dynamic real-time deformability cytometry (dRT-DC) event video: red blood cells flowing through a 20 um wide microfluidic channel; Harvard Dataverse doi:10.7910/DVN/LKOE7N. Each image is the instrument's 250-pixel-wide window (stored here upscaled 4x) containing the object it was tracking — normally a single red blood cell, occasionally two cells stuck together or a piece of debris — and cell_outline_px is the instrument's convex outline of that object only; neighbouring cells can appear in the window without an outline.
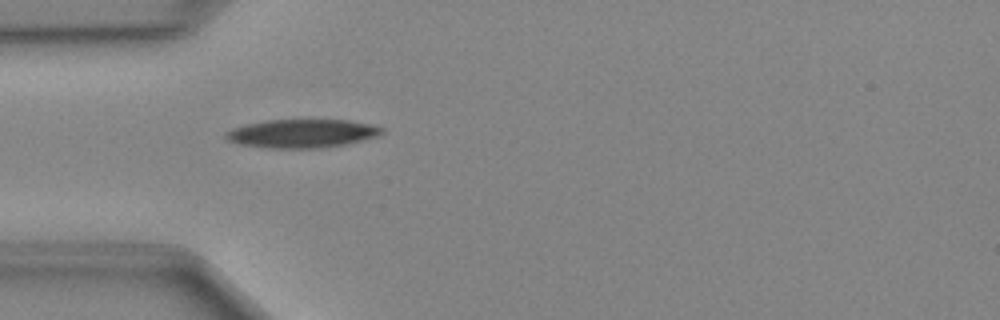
{"species": "Egyptian fruit bat (a non-hibernating species)", "species_latin": "Rousettus aegyptiacus", "temperature_condition": "cold", "stored_images_in_passage": 36, "camera_frame_rate_fps": 3000, "um_per_image_px": 0.085, "animal": {"sex": "female"}, "frame": {"image": 1, "passage_image": 2, "time_ms": 0.333, "image_size_px": [1000, 320], "cell_outline_px": [[384, 132], [380, 136], [344, 144], [320, 148], [268, 148], [240, 144], [228, 140], [224, 136], [224, 132], [232, 128], [248, 124], [268, 120], [348, 120], [368, 124], [384, 128]], "centroid_in_image_um": [25.67, 11.35], "position_along_channel_um": 59.3, "area_um2": 25.78}}
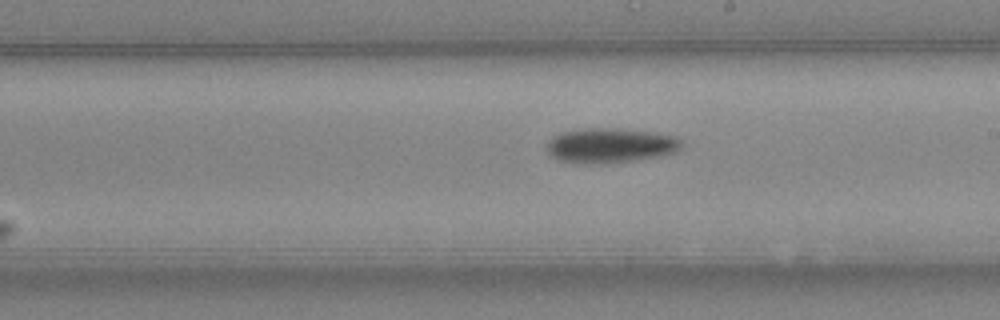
{"frame": {"image": 2, "passage_image": 15, "time_ms": 4.667, "image_size_px": [1000, 320], "cell_outline_px": [[684, 144], [676, 152], [656, 156], [632, 160], [600, 164], [576, 164], [560, 160], [552, 156], [548, 152], [544, 144], [552, 136], [560, 132], [584, 128], [620, 128], [652, 132], [676, 136]], "centroid_in_image_um": [51.82, 12.36], "position_along_channel_um": 237.2, "area_um2": 27.63}}
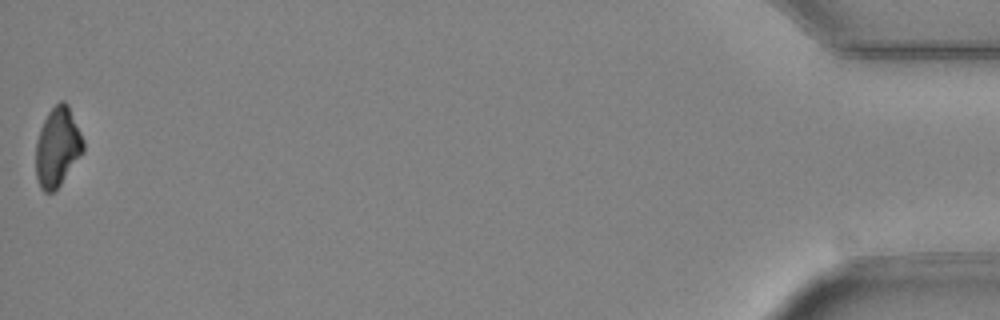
{"frame": {"image": 3, "passage_image": 36, "time_ms": 11.667, "image_size_px": [1000, 320], "cell_outline_px": [[84, 152], [60, 184], [52, 192], [44, 192], [40, 188], [36, 176], [36, 140], [40, 128], [48, 112], [60, 100], [64, 100], [68, 104], [84, 140]], "centroid_in_image_um": [4.89, 12.48], "position_along_channel_um": 430.3, "area_um2": 21.91}}